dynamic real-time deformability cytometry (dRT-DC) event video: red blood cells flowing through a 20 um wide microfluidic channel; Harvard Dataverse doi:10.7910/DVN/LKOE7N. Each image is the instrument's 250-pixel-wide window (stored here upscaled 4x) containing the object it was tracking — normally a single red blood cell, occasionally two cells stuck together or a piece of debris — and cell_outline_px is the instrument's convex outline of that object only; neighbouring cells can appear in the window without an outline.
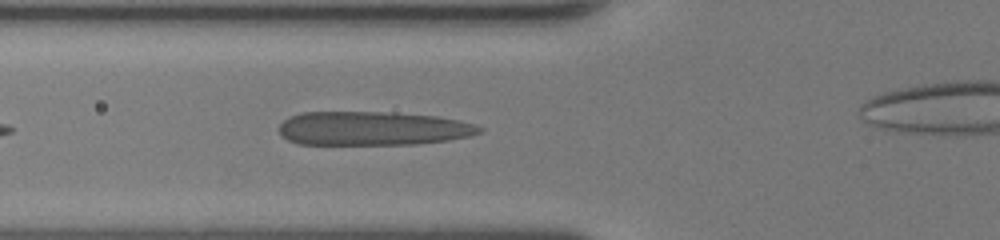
{"species": "human", "species_latin": "Homo sapiens", "temperature_condition": "room temperature", "stored_images_in_passage": 31, "camera_frame_rate_fps": 3000, "um_per_image_px": 0.085, "donor": {"sex": "female"}, "frame": {"image": 1, "passage_image": 4, "time_ms": 1.0, "image_size_px": [1000, 240], "cell_outline_px": [[484, 128], [480, 132], [468, 136], [448, 140], [416, 144], [296, 144], [288, 140], [280, 132], [280, 124], [288, 116], [304, 112], [392, 112], [436, 116], [456, 120], [472, 124]], "centroid_in_image_um": [31.64, 10.91], "position_along_channel_um": 94.2, "area_um2": 39.42}}
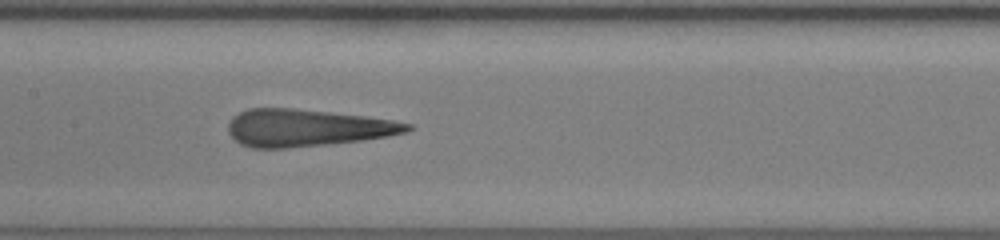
{"frame": {"image": 2, "passage_image": 10, "time_ms": 3.0, "image_size_px": [1000, 240], "cell_outline_px": [[416, 128], [408, 132], [388, 136], [360, 140], [288, 148], [252, 148], [240, 144], [228, 132], [228, 124], [232, 116], [248, 108], [292, 108], [364, 116], [392, 120], [412, 124]], "centroid_in_image_um": [26.08, 10.86], "position_along_channel_um": 181.3, "area_um2": 38.67}}
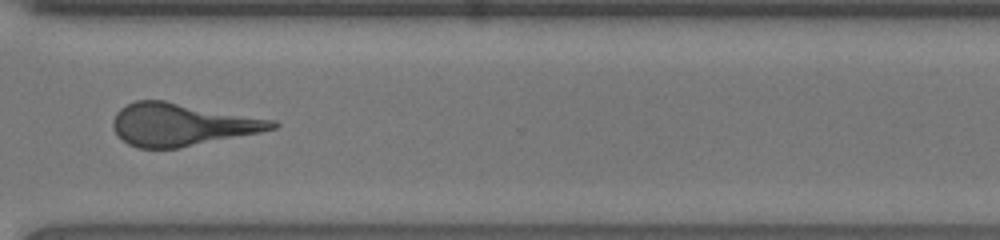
{"frame": {"image": 3, "passage_image": 22, "time_ms": 7.0, "image_size_px": [1000, 240], "cell_outline_px": [[280, 124], [276, 128], [260, 132], [180, 148], [136, 148], [128, 144], [112, 128], [112, 120], [116, 112], [120, 108], [136, 100], [164, 100], [276, 120]], "centroid_in_image_um": [15.45, 10.58], "position_along_channel_um": 355.2, "area_um2": 39.48}, "authors_computed_cell_mechanics": {"area_um2": 38.8416, "velocity_mm_per_s": 4.3382, "shape_relaxation_time_tau1_ms": 5.8059, "shape_relaxation_time_tau2_ms": 1.2848, "deformation_change_tau1": 0.2281, "deformation_change_tau2": 0.145}}